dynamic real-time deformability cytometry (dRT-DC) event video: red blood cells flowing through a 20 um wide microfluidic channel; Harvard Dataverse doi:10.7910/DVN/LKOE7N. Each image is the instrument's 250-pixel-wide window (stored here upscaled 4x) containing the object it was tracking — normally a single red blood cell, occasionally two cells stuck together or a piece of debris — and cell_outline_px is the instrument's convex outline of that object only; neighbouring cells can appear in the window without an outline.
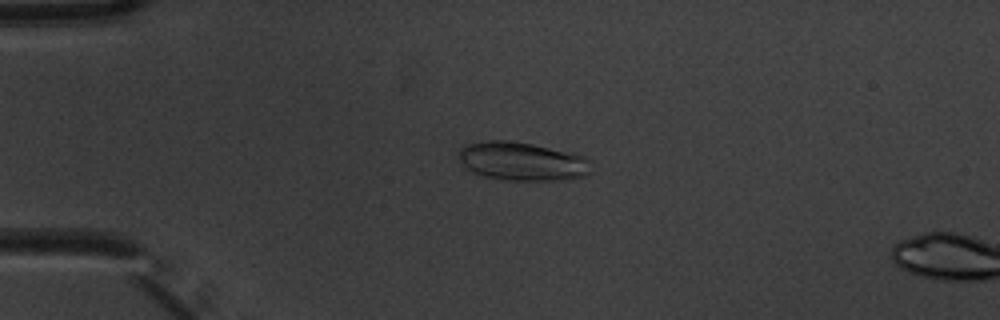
{"species": "common noctule bat (a hibernating species)", "species_latin": "Nyctalus noctula", "temperature_condition": "warm", "stored_images_in_passage": 5, "camera_frame_rate_fps": 3000, "um_per_image_px": 0.085, "animal": {"sex": "male", "body_mass_g": 20.1, "forearm_length_mm": 53.5}, "frame": {"image": 1, "passage_image": 4, "time_ms": 1.0, "image_size_px": [1000, 320], "cell_outline_px": [[592, 172], [588, 176], [568, 180], [500, 180], [480, 176], [464, 168], [460, 160], [460, 148], [464, 144], [488, 140], [512, 140], [572, 152], [584, 156], [588, 160]], "centroid_in_image_um": [44.39, 13.72], "position_along_channel_um": 40.6, "area_um2": 30.4}}